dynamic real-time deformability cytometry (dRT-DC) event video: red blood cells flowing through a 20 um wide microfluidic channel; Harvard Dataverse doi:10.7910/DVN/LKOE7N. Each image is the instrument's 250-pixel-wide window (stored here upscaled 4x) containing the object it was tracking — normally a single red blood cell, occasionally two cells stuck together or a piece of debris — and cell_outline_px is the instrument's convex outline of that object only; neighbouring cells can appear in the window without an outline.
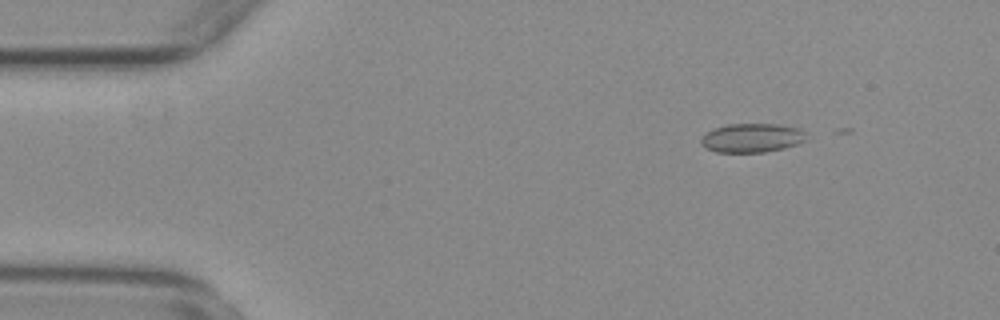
{"species": "common noctule bat (a hibernating species)", "species_latin": "Nyctalus noctula", "temperature_condition": "warm", "stored_images_in_passage": 7, "camera_frame_rate_fps": 3000, "um_per_image_px": 0.085, "animal": {"sex": "female", "body_mass_g": 29.2, "forearm_length_mm": 56.3}, "frame": {"image": 1, "passage_image": 6, "time_ms": 1.667, "image_size_px": [1000, 320], "cell_outline_px": [[808, 132], [804, 140], [796, 144], [784, 148], [764, 152], [716, 152], [708, 148], [700, 140], [712, 128], [728, 124], [780, 124], [800, 128]], "centroid_in_image_um": [63.97, 11.7], "position_along_channel_um": 21.0, "area_um2": 17.69}}